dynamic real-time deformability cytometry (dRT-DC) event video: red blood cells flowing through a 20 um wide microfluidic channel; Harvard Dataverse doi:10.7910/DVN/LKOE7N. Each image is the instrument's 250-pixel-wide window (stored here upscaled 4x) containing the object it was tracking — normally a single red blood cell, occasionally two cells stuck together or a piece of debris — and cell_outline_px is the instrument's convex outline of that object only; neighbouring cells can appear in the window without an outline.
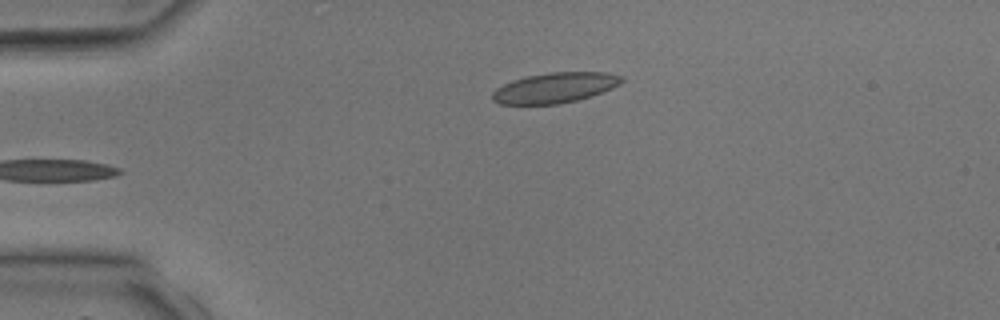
{"species": "common noctule bat (a hibernating species)", "species_latin": "Nyctalus noctula", "temperature_condition": "room temperature", "stored_images_in_passage": 4, "camera_frame_rate_fps": 3000, "um_per_image_px": 0.085, "animal": {"sex": "male", "body_mass_g": 17.9, "forearm_length_mm": 54.2}, "frame": {"image": 1, "passage_image": 4, "time_ms": 4.667, "image_size_px": [1000, 320], "cell_outline_px": [[624, 80], [620, 84], [612, 88], [592, 96], [576, 100], [556, 104], [500, 104], [492, 100], [492, 92], [496, 88], [512, 80], [528, 76], [548, 72], [608, 72], [624, 76]], "centroid_in_image_um": [47.19, 7.45], "position_along_channel_um": 37.8, "area_um2": 22.89}}